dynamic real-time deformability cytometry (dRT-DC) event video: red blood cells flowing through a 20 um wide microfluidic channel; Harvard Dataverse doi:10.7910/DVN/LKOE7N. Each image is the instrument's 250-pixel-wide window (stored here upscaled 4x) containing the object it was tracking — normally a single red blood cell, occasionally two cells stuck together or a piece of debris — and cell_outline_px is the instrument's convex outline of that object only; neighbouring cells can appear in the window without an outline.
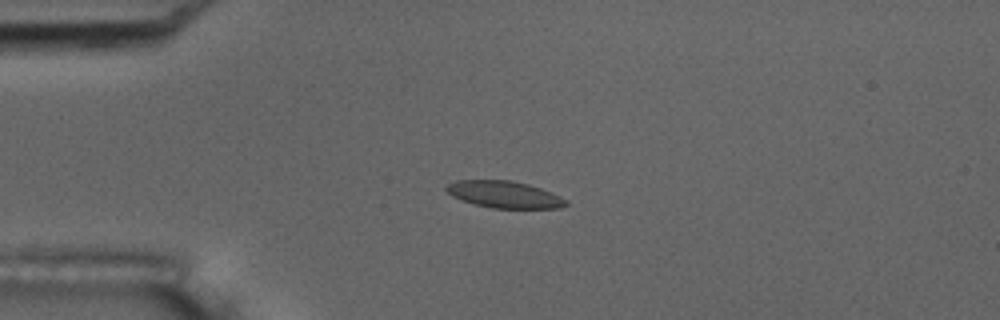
{"species": "common noctule bat (a hibernating species)", "species_latin": "Nyctalus noctula", "temperature_condition": "room temperature", "stored_images_in_passage": 6, "camera_frame_rate_fps": 3000, "um_per_image_px": 0.085, "animal": {"sex": "male", "body_mass_g": 17.5, "forearm_length_mm": 52.3}, "frame": {"image": 1, "passage_image": 5, "time_ms": 4.667, "image_size_px": [1000, 320], "cell_outline_px": [[568, 204], [560, 208], [492, 208], [472, 204], [452, 196], [444, 188], [448, 184], [456, 180], [512, 180], [528, 184], [540, 188], [568, 200]], "centroid_in_image_um": [42.85, 16.53], "position_along_channel_um": 42.2, "area_um2": 18.73}}